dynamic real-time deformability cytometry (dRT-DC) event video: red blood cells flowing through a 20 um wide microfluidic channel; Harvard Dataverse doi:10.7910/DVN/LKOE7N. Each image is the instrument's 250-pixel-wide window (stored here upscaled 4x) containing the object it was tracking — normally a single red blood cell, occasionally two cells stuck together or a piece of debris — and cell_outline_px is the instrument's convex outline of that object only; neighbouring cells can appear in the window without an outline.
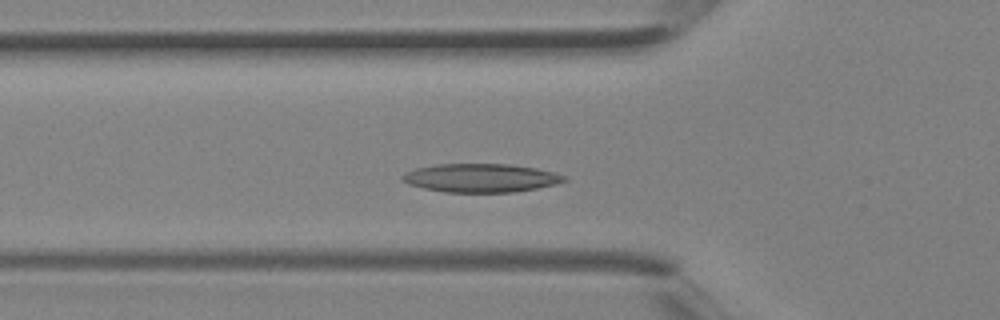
{"species": "Egyptian fruit bat (a non-hibernating species)", "species_latin": "Rousettus aegyptiacus", "temperature_condition": "room temperature", "stored_images_in_passage": 35, "camera_frame_rate_fps": 3000, "um_per_image_px": 0.085, "animal": {"sex": "female"}, "frame": {"image": 1, "passage_image": 8, "time_ms": 2.333, "image_size_px": [1000, 320], "cell_outline_px": [[568, 180], [556, 184], [516, 192], [444, 192], [424, 188], [408, 184], [400, 176], [404, 172], [416, 168], [436, 164], [508, 164], [536, 168], [568, 176]], "centroid_in_image_um": [40.87, 15.12], "position_along_channel_um": 84.9, "area_um2": 26.93}}
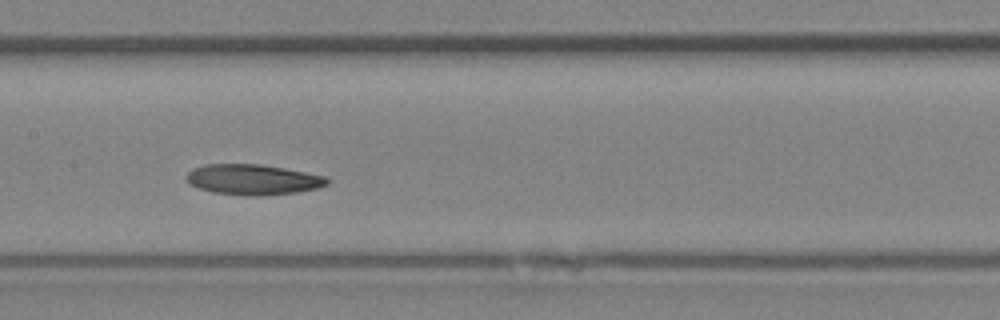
{"frame": {"image": 2, "passage_image": 14, "time_ms": 4.333, "image_size_px": [1000, 320], "cell_outline_px": [[332, 180], [328, 184], [316, 188], [296, 192], [256, 196], [244, 196], [212, 192], [188, 184], [184, 176], [192, 168], [204, 164], [260, 164], [284, 168], [328, 176]], "centroid_in_image_um": [21.48, 15.26], "position_along_channel_um": 185.9, "area_um2": 25.26}}
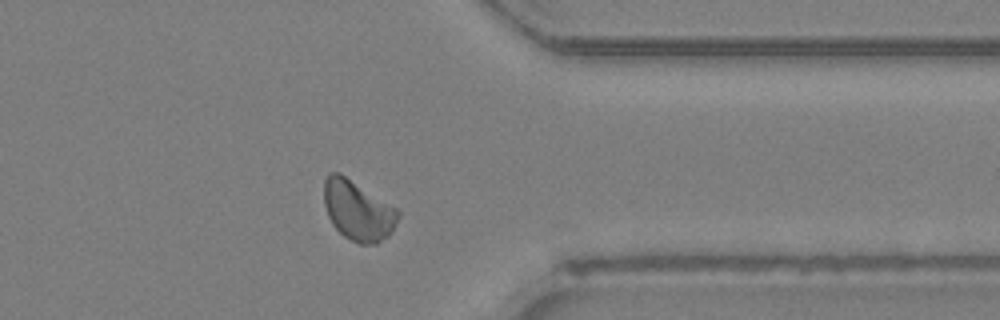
{"frame": {"image": 3, "passage_image": 26, "time_ms": 8.333, "image_size_px": [1000, 320], "cell_outline_px": [[400, 216], [392, 232], [388, 236], [376, 244], [360, 244], [344, 236], [332, 224], [328, 216], [324, 204], [324, 180], [328, 172], [340, 172], [396, 208], [400, 212]], "centroid_in_image_um": [30.41, 17.88], "position_along_channel_um": 381.0, "area_um2": 25.89}}